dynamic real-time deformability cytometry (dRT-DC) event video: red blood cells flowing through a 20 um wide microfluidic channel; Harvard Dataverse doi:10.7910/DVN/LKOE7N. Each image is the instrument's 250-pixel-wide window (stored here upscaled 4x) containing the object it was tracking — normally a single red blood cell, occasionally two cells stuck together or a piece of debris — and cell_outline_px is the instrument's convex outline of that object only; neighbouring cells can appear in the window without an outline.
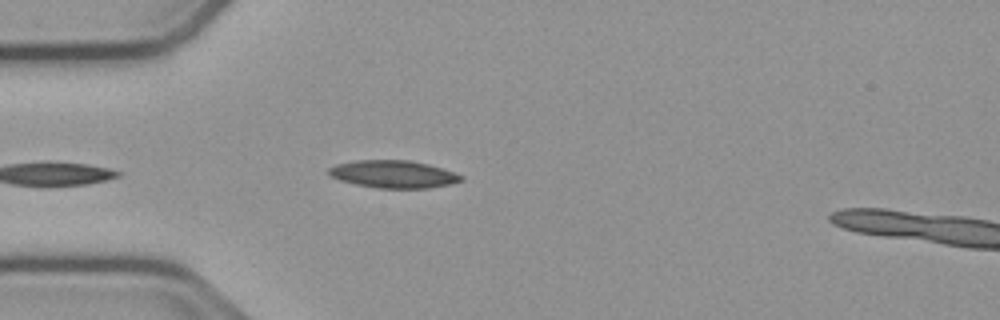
{"species": "common noctule bat (a hibernating species)", "species_latin": "Nyctalus noctula", "temperature_condition": "cold", "stored_images_in_passage": 39, "camera_frame_rate_fps": 3000, "um_per_image_px": 0.085, "animal": {"sex": "male", "body_mass_g": 23.1, "forearm_length_mm": 52.7}, "frame": {"image": 1, "passage_image": 2, "time_ms": 0.333, "image_size_px": [1000, 320], "cell_outline_px": [[464, 180], [448, 184], [428, 188], [376, 188], [356, 184], [340, 180], [328, 176], [328, 168], [336, 164], [356, 160], [408, 160], [428, 164], [464, 176]], "centroid_in_image_um": [33.39, 14.8], "position_along_channel_um": 51.6, "area_um2": 21.15}}
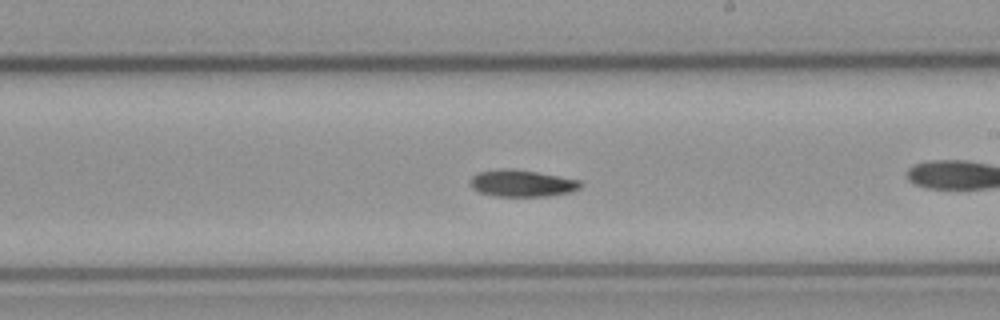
{"frame": {"image": 2, "passage_image": 15, "time_ms": 4.667, "image_size_px": [1000, 320], "cell_outline_px": [[584, 184], [580, 188], [572, 192], [548, 196], [496, 196], [480, 192], [472, 188], [472, 176], [480, 172], [500, 168], [512, 168], [536, 172], [580, 180]], "centroid_in_image_um": [44.41, 15.58], "position_along_channel_um": 244.6, "area_um2": 17.17}}
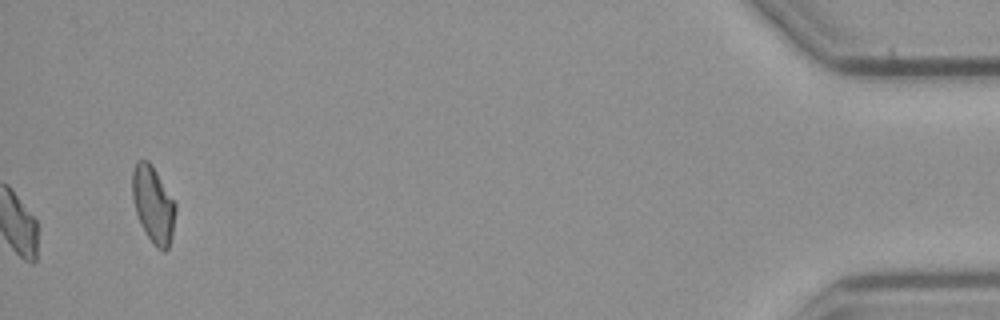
{"frame": {"image": 3, "passage_image": 39, "time_ms": 12.667, "image_size_px": [1000, 320], "cell_outline_px": [[176, 212], [172, 236], [168, 248], [164, 252], [156, 248], [148, 236], [136, 212], [132, 200], [132, 172], [136, 160], [148, 160], [156, 172], [176, 204]], "centroid_in_image_um": [13.02, 17.38], "position_along_channel_um": 422.2, "area_um2": 19.07}, "authors_computed_cell_mechanics": {"area_um2": 16.8198, "velocity_mm_per_s": 3.7594, "shape_relaxation_time_tau1_ms": 7.9583, "shape_relaxation_time_tau2_ms": null, "deformation_change_tau1": 0.1336, "deformation_change_tau2": null}}